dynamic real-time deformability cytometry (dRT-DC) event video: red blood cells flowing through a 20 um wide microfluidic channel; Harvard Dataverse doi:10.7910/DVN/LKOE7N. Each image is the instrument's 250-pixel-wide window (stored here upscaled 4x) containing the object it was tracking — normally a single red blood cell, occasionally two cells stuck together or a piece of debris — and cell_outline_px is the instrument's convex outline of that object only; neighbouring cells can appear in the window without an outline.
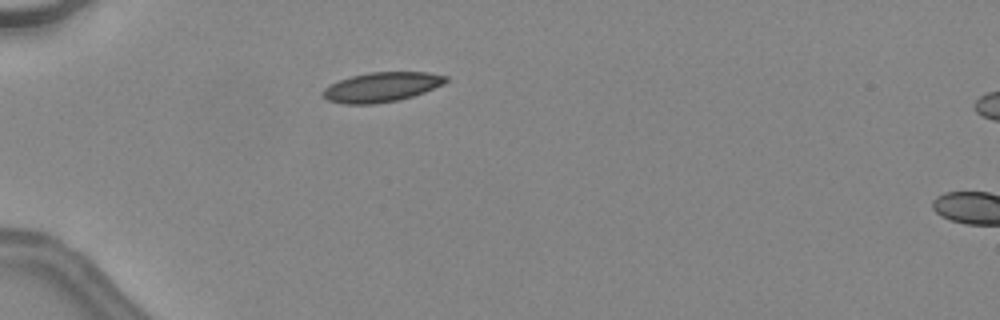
{"species": "common noctule bat (a hibernating species)", "species_latin": "Nyctalus noctula", "temperature_condition": "warm", "stored_images_in_passage": 3, "camera_frame_rate_fps": 3000, "um_per_image_px": 0.085, "animal": {"sex": "female", "body_mass_g": 24.6, "forearm_length_mm": 56.2}, "frame": {"image": 1, "passage_image": 1, "time_ms": 0.0, "image_size_px": [1000, 320], "cell_outline_px": [[448, 80], [444, 84], [424, 92], [400, 100], [376, 104], [344, 104], [328, 100], [324, 96], [324, 88], [340, 80], [352, 76], [372, 72], [428, 72], [448, 76]], "centroid_in_image_um": [32.49, 7.4], "position_along_channel_um": 52.5, "area_um2": 21.1}}